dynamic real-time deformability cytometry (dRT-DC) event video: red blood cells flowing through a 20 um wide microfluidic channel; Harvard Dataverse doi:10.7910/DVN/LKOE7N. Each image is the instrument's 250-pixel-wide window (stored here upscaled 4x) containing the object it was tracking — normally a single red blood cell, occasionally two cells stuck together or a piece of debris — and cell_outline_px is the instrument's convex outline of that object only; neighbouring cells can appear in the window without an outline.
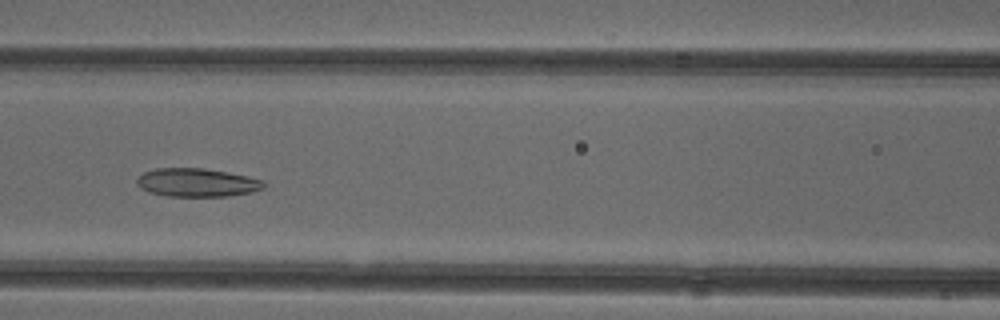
{"species": "common noctule bat (a hibernating species)", "species_latin": "Nyctalus noctula", "temperature_condition": "cold", "stored_images_in_passage": 49, "camera_frame_rate_fps": 3000, "um_per_image_px": 0.085, "animal": {"sex": "female"}, "frame": {"image": 1, "passage_image": 20, "time_ms": 6.333, "image_size_px": [1000, 320], "cell_outline_px": [[264, 188], [252, 192], [228, 196], [168, 196], [148, 192], [140, 188], [136, 184], [136, 180], [144, 172], [156, 168], [204, 168], [228, 172], [248, 176], [264, 180]], "centroid_in_image_um": [16.74, 15.51], "position_along_channel_um": 149.9, "area_um2": 21.1}}
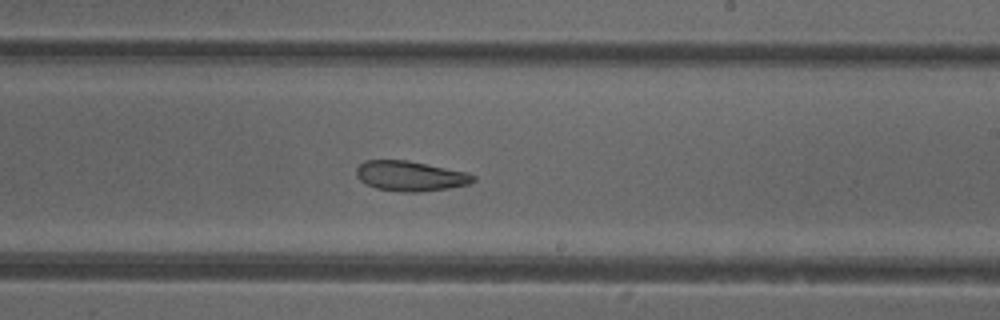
{"frame": {"image": 2, "passage_image": 28, "time_ms": 9.0, "image_size_px": [1000, 320], "cell_outline_px": [[476, 180], [468, 184], [448, 188], [420, 192], [404, 192], [376, 188], [360, 180], [356, 176], [356, 168], [364, 160], [408, 160], [468, 172], [476, 176]], "centroid_in_image_um": [34.89, 14.95], "position_along_channel_um": 254.1, "area_um2": 20.52}}
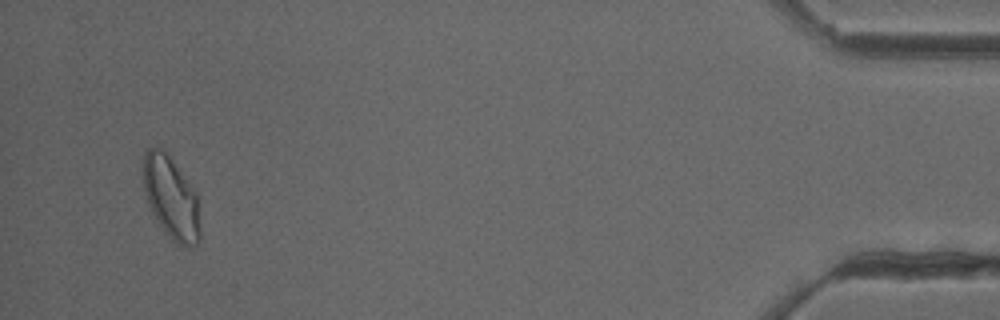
{"frame": {"image": 3, "passage_image": 47, "time_ms": 15.333, "image_size_px": [1000, 320], "cell_outline_px": [[200, 240], [196, 248], [184, 248], [176, 244], [164, 232], [148, 208], [144, 192], [144, 152], [148, 148], [160, 144], [168, 152], [196, 192], [200, 228]], "centroid_in_image_um": [14.54, 16.82], "position_along_channel_um": 420.7, "area_um2": 28.21}, "authors_computed_cell_mechanics": {"area_um2": 22.831, "velocity_mm_per_s": 3.9297, "shape_relaxation_time_tau1_ms": null, "shape_relaxation_time_tau2_ms": 5.8235, "deformation_change_tau1": null, "deformation_change_tau2": 0.1326}}